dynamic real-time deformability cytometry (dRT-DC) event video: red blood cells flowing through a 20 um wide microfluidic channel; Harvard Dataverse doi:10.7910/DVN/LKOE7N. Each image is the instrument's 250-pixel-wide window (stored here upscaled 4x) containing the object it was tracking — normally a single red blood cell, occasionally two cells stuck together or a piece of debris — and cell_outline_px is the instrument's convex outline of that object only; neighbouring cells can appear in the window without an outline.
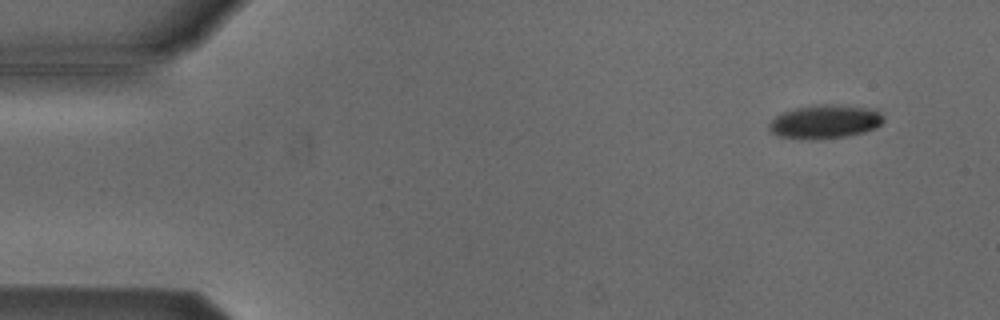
{"species": "Egyptian fruit bat (a non-hibernating species)", "species_latin": "Rousettus aegyptiacus", "temperature_condition": "cold", "stored_images_in_passage": 52, "camera_frame_rate_fps": 3000, "um_per_image_px": 0.085, "animal": {"sex": "male"}, "frame": {"image": 1, "passage_image": 3, "time_ms": 0.667, "image_size_px": [1000, 320], "cell_outline_px": [[884, 120], [876, 128], [864, 132], [848, 136], [816, 140], [808, 140], [780, 136], [772, 132], [768, 128], [768, 124], [776, 116], [784, 112], [796, 108], [820, 104], [836, 104], [864, 108], [880, 112], [884, 116]], "centroid_in_image_um": [70.12, 10.36], "position_along_channel_um": 14.9, "area_um2": 22.43}}
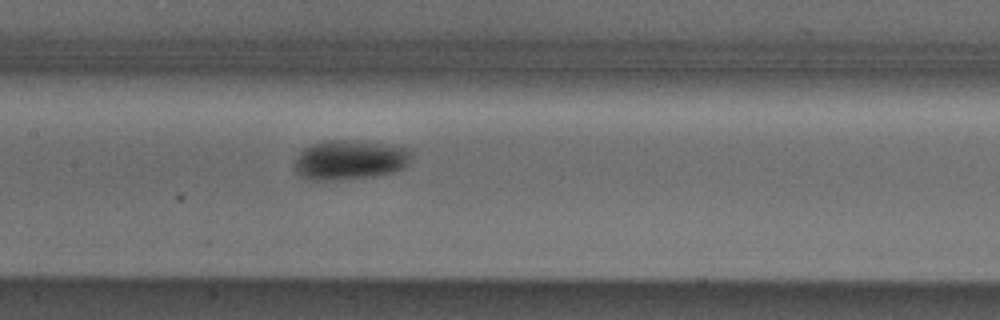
{"frame": {"image": 2, "passage_image": 24, "time_ms": 7.667, "image_size_px": [1000, 320], "cell_outline_px": [[408, 164], [404, 168], [380, 176], [332, 180], [308, 180], [300, 176], [296, 172], [296, 160], [300, 152], [304, 148], [312, 144], [324, 140], [356, 140], [408, 148]], "centroid_in_image_um": [29.7, 13.6], "position_along_channel_um": 177.7, "area_um2": 26.82}}
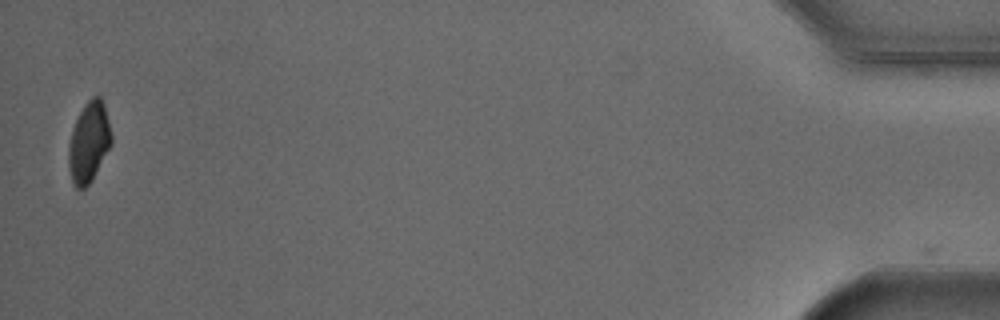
{"frame": {"image": 3, "passage_image": 51, "time_ms": 16.667, "image_size_px": [1000, 320], "cell_outline_px": [[112, 144], [92, 180], [84, 188], [76, 188], [72, 184], [68, 164], [68, 148], [72, 128], [84, 104], [92, 96], [100, 96], [104, 104], [112, 136]], "centroid_in_image_um": [7.55, 12.09], "position_along_channel_um": 427.7, "area_um2": 20.11}, "authors_computed_cell_mechanics": {"area_um2": 23.4379, "velocity_mm_per_s": 3.861, "shape_relaxation_time_tau1_ms": 3.1727, "shape_relaxation_time_tau2_ms": null, "deformation_change_tau1": 0.0841, "deformation_change_tau2": null}}